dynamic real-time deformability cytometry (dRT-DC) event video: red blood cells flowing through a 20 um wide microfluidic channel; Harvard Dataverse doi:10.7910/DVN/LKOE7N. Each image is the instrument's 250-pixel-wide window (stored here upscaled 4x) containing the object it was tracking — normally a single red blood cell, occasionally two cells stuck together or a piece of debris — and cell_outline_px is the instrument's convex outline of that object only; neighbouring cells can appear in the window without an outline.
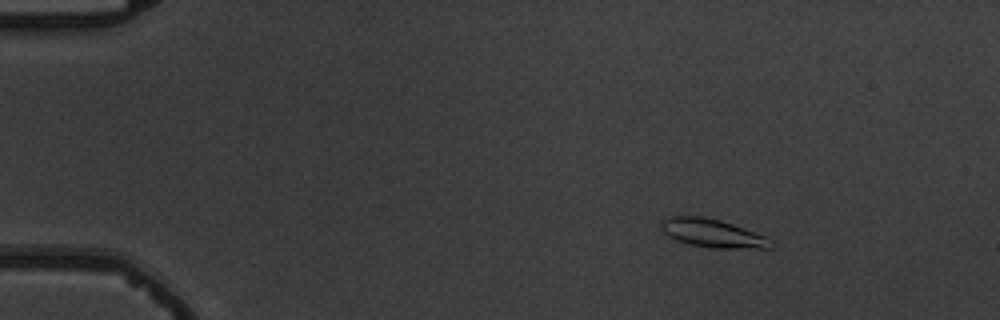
{"species": "common noctule bat (a hibernating species)", "species_latin": "Nyctalus noctula", "temperature_condition": "warm", "stored_images_in_passage": 5, "camera_frame_rate_fps": 3000, "um_per_image_px": 0.085, "animal": {"sex": "male", "body_mass_g": 19.5, "forearm_length_mm": 54.6}, "frame": {"image": 1, "passage_image": 2, "time_ms": 1.0, "image_size_px": [1000, 320], "cell_outline_px": [[776, 244], [772, 248], [712, 248], [688, 244], [676, 240], [660, 232], [660, 220], [668, 216], [704, 216], [720, 220], [768, 236]], "centroid_in_image_um": [60.55, 19.82], "position_along_channel_um": 24.4, "area_um2": 18.61}}
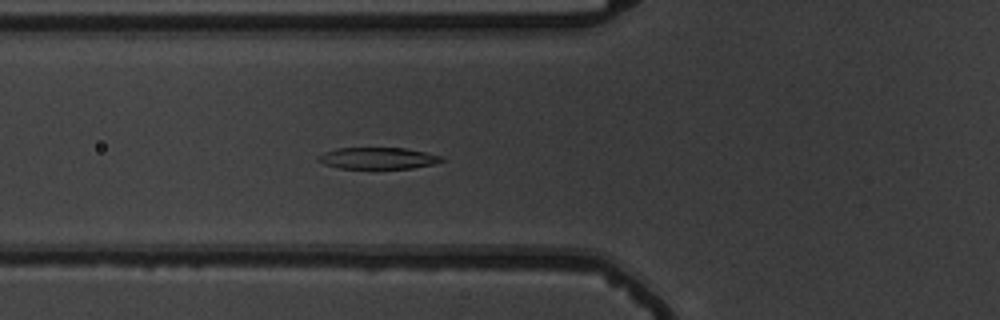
{"frame": {"image": 2, "passage_image": 5, "time_ms": 5.333, "image_size_px": [1000, 320], "cell_outline_px": [[448, 160], [432, 164], [412, 168], [340, 168], [324, 164], [316, 160], [316, 156], [324, 152], [336, 148], [404, 148], [424, 152], [440, 156]], "centroid_in_image_um": [32.08, 13.44], "position_along_channel_um": 93.7, "area_um2": 15.43}}